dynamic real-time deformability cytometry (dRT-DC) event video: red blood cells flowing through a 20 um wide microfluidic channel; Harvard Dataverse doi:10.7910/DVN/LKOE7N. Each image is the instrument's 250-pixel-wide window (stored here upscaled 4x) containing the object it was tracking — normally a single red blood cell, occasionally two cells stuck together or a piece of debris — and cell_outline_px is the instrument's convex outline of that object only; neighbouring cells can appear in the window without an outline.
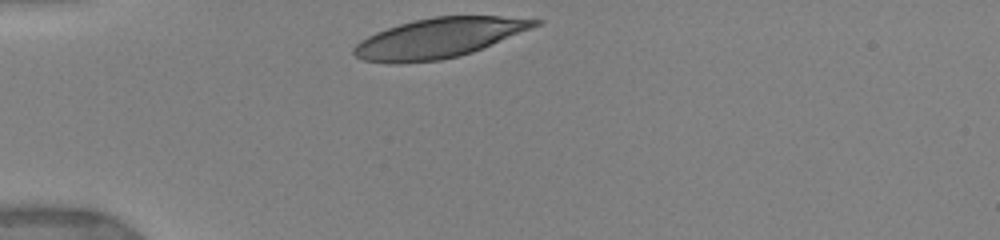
{"species": "human", "species_latin": "Homo sapiens", "temperature_condition": "warm", "stored_images_in_passage": 11, "camera_frame_rate_fps": 3000, "um_per_image_px": 0.085, "donor": {"sex": "female"}, "frame": {"image": 1, "passage_image": 1, "time_ms": 0.0, "image_size_px": [1000, 240], "cell_outline_px": [[544, 20], [540, 24], [472, 52], [460, 56], [440, 60], [396, 64], [364, 60], [356, 56], [352, 52], [352, 48], [360, 40], [376, 32], [400, 24], [432, 16], [500, 16]], "centroid_in_image_um": [37.26, 3.23], "position_along_channel_um": 47.7, "area_um2": 41.56}}